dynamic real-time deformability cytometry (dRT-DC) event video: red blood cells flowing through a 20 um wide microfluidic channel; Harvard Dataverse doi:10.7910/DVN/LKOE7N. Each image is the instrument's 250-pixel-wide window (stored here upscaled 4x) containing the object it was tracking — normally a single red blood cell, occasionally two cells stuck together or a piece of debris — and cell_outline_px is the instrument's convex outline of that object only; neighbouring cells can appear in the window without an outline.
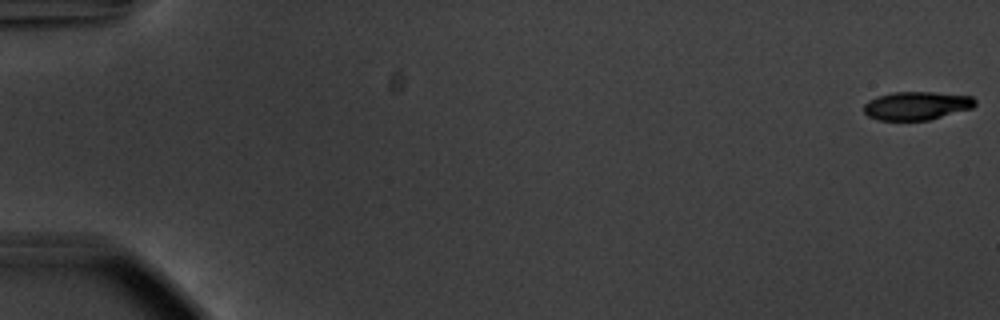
{"species": "common noctule bat (a hibernating species)", "species_latin": "Nyctalus noctula", "temperature_condition": "warm", "stored_images_in_passage": 55, "camera_frame_rate_fps": 3000, "um_per_image_px": 0.085, "animal": {"sex": "male", "body_mass_g": 20.1, "forearm_length_mm": 53.5}, "frame": {"image": 1, "passage_image": 1, "time_ms": 0.0, "image_size_px": [1000, 320], "cell_outline_px": [[976, 104], [972, 108], [928, 120], [880, 120], [868, 116], [864, 112], [864, 104], [868, 100], [892, 92], [932, 92], [972, 96], [976, 100]], "centroid_in_image_um": [77.92, 8.98], "position_along_channel_um": 7.1, "area_um2": 18.26}}
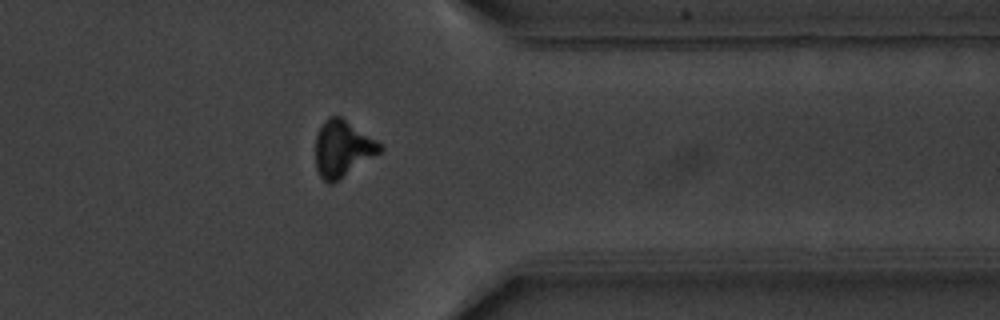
{"frame": {"image": 2, "passage_image": 45, "time_ms": 14.667, "image_size_px": [1000, 320], "cell_outline_px": [[384, 148], [380, 152], [340, 180], [332, 184], [328, 184], [320, 176], [316, 168], [316, 136], [324, 120], [328, 116], [340, 116], [384, 144]], "centroid_in_image_um": [29.13, 12.64], "position_along_channel_um": 382.3, "area_um2": 21.33}}
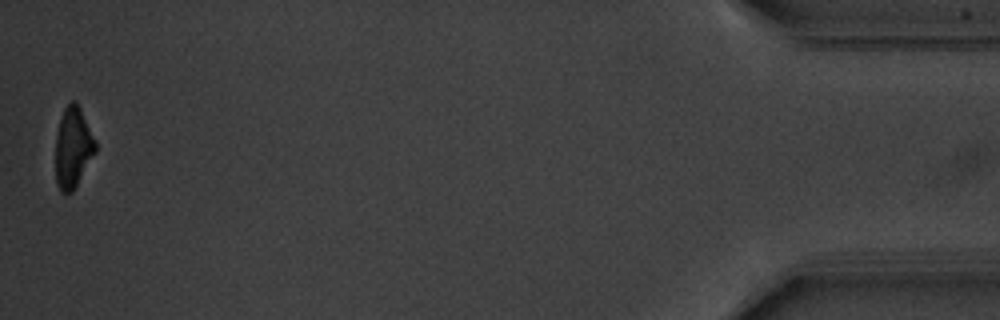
{"frame": {"image": 3, "passage_image": 55, "time_ms": 18.0, "image_size_px": [1000, 320], "cell_outline_px": [[96, 152], [72, 192], [60, 192], [56, 184], [56, 136], [60, 120], [64, 108], [72, 100], [76, 100], [96, 140]], "centroid_in_image_um": [6.21, 12.53], "position_along_channel_um": 429.0, "area_um2": 18.67}, "authors_computed_cell_mechanics": {"area_um2": 20.5768, "velocity_mm_per_s": 3.7506, "shape_relaxation_time_tau1_ms": 2.9722, "shape_relaxation_time_tau2_ms": 9.1796, "deformation_change_tau1": 0.1534, "deformation_change_tau2": 0.1707}}